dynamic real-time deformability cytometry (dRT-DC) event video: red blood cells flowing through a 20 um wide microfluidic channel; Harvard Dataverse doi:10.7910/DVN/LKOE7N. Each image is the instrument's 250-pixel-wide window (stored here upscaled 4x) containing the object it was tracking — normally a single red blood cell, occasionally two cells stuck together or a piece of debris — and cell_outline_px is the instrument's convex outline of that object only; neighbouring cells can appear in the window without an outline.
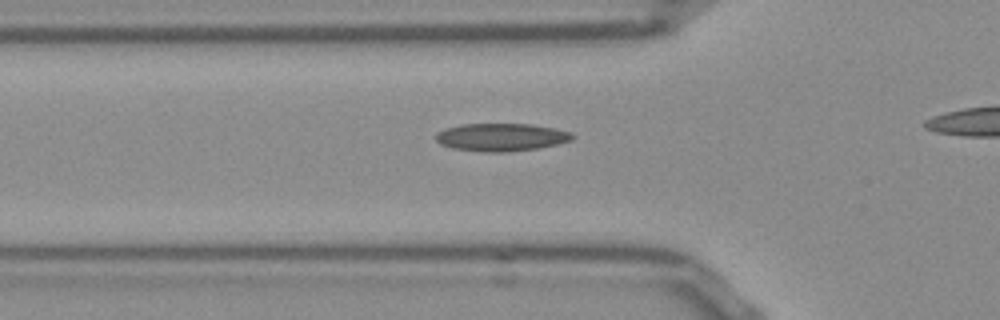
{"species": "Egyptian fruit bat (a non-hibernating species)", "species_latin": "Rousettus aegyptiacus", "temperature_condition": "room temperature", "stored_images_in_passage": 26, "camera_frame_rate_fps": 3000, "um_per_image_px": 0.085, "frame": {"image": 1, "passage_image": 8, "time_ms": 2.333, "image_size_px": [1000, 320], "cell_outline_px": [[576, 136], [572, 140], [556, 144], [536, 148], [504, 152], [484, 152], [452, 148], [440, 144], [436, 140], [436, 132], [444, 128], [460, 124], [532, 124], [556, 128], [572, 132]], "centroid_in_image_um": [42.6, 11.65], "position_along_channel_um": 83.2, "area_um2": 22.25}}
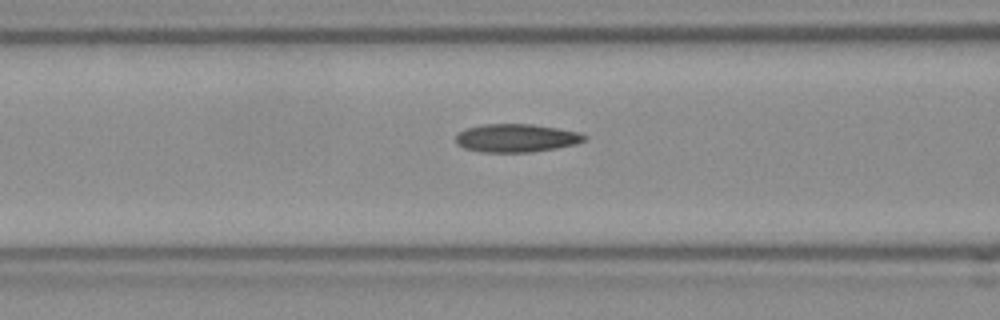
{"frame": {"image": 2, "passage_image": 11, "time_ms": 3.333, "image_size_px": [1000, 320], "cell_outline_px": [[588, 136], [584, 140], [576, 144], [556, 148], [532, 152], [480, 152], [464, 148], [456, 144], [456, 136], [464, 128], [484, 124], [532, 124], [580, 132]], "centroid_in_image_um": [43.87, 11.73], "position_along_channel_um": 122.7, "area_um2": 21.21}}
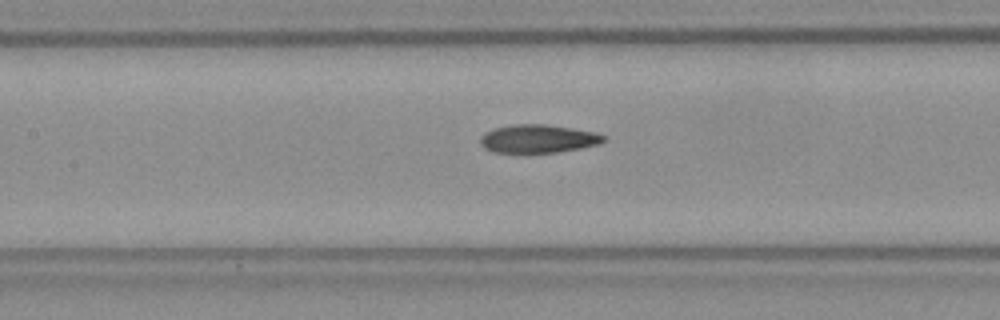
{"frame": {"image": 3, "passage_image": 14, "time_ms": 4.333, "image_size_px": [1000, 320], "cell_outline_px": [[604, 140], [600, 144], [560, 152], [492, 152], [484, 148], [480, 144], [480, 136], [484, 132], [492, 128], [512, 124], [544, 124], [572, 128], [596, 132], [604, 136]], "centroid_in_image_um": [45.69, 11.78], "position_along_channel_um": 161.7, "area_um2": 20.4}}